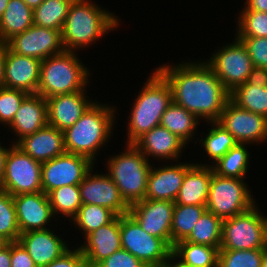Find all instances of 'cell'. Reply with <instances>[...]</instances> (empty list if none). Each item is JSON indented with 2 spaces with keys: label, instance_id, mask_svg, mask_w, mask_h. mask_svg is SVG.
<instances>
[{
  "label": "cell",
  "instance_id": "obj_1",
  "mask_svg": "<svg viewBox=\"0 0 267 267\" xmlns=\"http://www.w3.org/2000/svg\"><path fill=\"white\" fill-rule=\"evenodd\" d=\"M156 70L171 86L173 102L198 119L217 121L230 100V92L206 62L164 65Z\"/></svg>",
  "mask_w": 267,
  "mask_h": 267
},
{
  "label": "cell",
  "instance_id": "obj_2",
  "mask_svg": "<svg viewBox=\"0 0 267 267\" xmlns=\"http://www.w3.org/2000/svg\"><path fill=\"white\" fill-rule=\"evenodd\" d=\"M114 116L112 107L93 102L73 126L63 131L65 151L94 162L96 152L109 140Z\"/></svg>",
  "mask_w": 267,
  "mask_h": 267
},
{
  "label": "cell",
  "instance_id": "obj_3",
  "mask_svg": "<svg viewBox=\"0 0 267 267\" xmlns=\"http://www.w3.org/2000/svg\"><path fill=\"white\" fill-rule=\"evenodd\" d=\"M96 5L87 0H74L70 5L61 31L65 51L75 52L77 48L92 45L105 32L118 26L119 21L112 13Z\"/></svg>",
  "mask_w": 267,
  "mask_h": 267
},
{
  "label": "cell",
  "instance_id": "obj_4",
  "mask_svg": "<svg viewBox=\"0 0 267 267\" xmlns=\"http://www.w3.org/2000/svg\"><path fill=\"white\" fill-rule=\"evenodd\" d=\"M143 87L131 111L127 144H133L144 133L159 126L163 113L173 101L171 86L157 70Z\"/></svg>",
  "mask_w": 267,
  "mask_h": 267
},
{
  "label": "cell",
  "instance_id": "obj_5",
  "mask_svg": "<svg viewBox=\"0 0 267 267\" xmlns=\"http://www.w3.org/2000/svg\"><path fill=\"white\" fill-rule=\"evenodd\" d=\"M81 64L71 51H64L42 60L37 94L46 99L85 90L90 74Z\"/></svg>",
  "mask_w": 267,
  "mask_h": 267
},
{
  "label": "cell",
  "instance_id": "obj_6",
  "mask_svg": "<svg viewBox=\"0 0 267 267\" xmlns=\"http://www.w3.org/2000/svg\"><path fill=\"white\" fill-rule=\"evenodd\" d=\"M127 150L108 160L110 178L118 187L125 202L131 206L145 199L151 164L133 144Z\"/></svg>",
  "mask_w": 267,
  "mask_h": 267
},
{
  "label": "cell",
  "instance_id": "obj_7",
  "mask_svg": "<svg viewBox=\"0 0 267 267\" xmlns=\"http://www.w3.org/2000/svg\"><path fill=\"white\" fill-rule=\"evenodd\" d=\"M257 210L254 205L241 214L223 219L219 250L267 249V217Z\"/></svg>",
  "mask_w": 267,
  "mask_h": 267
},
{
  "label": "cell",
  "instance_id": "obj_8",
  "mask_svg": "<svg viewBox=\"0 0 267 267\" xmlns=\"http://www.w3.org/2000/svg\"><path fill=\"white\" fill-rule=\"evenodd\" d=\"M247 186L243 179L222 177L213 172L207 211L226 219L249 210L255 202Z\"/></svg>",
  "mask_w": 267,
  "mask_h": 267
},
{
  "label": "cell",
  "instance_id": "obj_9",
  "mask_svg": "<svg viewBox=\"0 0 267 267\" xmlns=\"http://www.w3.org/2000/svg\"><path fill=\"white\" fill-rule=\"evenodd\" d=\"M121 248L127 250L147 267L165 263L172 248L161 238L149 235L130 215L120 216Z\"/></svg>",
  "mask_w": 267,
  "mask_h": 267
},
{
  "label": "cell",
  "instance_id": "obj_10",
  "mask_svg": "<svg viewBox=\"0 0 267 267\" xmlns=\"http://www.w3.org/2000/svg\"><path fill=\"white\" fill-rule=\"evenodd\" d=\"M42 163L24 153L15 143L8 148L0 187L12 196L42 192Z\"/></svg>",
  "mask_w": 267,
  "mask_h": 267
},
{
  "label": "cell",
  "instance_id": "obj_11",
  "mask_svg": "<svg viewBox=\"0 0 267 267\" xmlns=\"http://www.w3.org/2000/svg\"><path fill=\"white\" fill-rule=\"evenodd\" d=\"M210 59L206 64L230 93L246 82L253 68L247 48L237 37L233 44L218 50Z\"/></svg>",
  "mask_w": 267,
  "mask_h": 267
},
{
  "label": "cell",
  "instance_id": "obj_12",
  "mask_svg": "<svg viewBox=\"0 0 267 267\" xmlns=\"http://www.w3.org/2000/svg\"><path fill=\"white\" fill-rule=\"evenodd\" d=\"M93 162L82 155L65 152L42 163V192L46 195L59 187L79 185L93 169Z\"/></svg>",
  "mask_w": 267,
  "mask_h": 267
},
{
  "label": "cell",
  "instance_id": "obj_13",
  "mask_svg": "<svg viewBox=\"0 0 267 267\" xmlns=\"http://www.w3.org/2000/svg\"><path fill=\"white\" fill-rule=\"evenodd\" d=\"M5 46L12 52L44 60L65 51L61 31L32 25L10 38Z\"/></svg>",
  "mask_w": 267,
  "mask_h": 267
},
{
  "label": "cell",
  "instance_id": "obj_14",
  "mask_svg": "<svg viewBox=\"0 0 267 267\" xmlns=\"http://www.w3.org/2000/svg\"><path fill=\"white\" fill-rule=\"evenodd\" d=\"M237 143H260L267 139V118L239 108L229 100L216 121Z\"/></svg>",
  "mask_w": 267,
  "mask_h": 267
},
{
  "label": "cell",
  "instance_id": "obj_15",
  "mask_svg": "<svg viewBox=\"0 0 267 267\" xmlns=\"http://www.w3.org/2000/svg\"><path fill=\"white\" fill-rule=\"evenodd\" d=\"M175 202L144 199L129 208V214L149 235L163 239L171 247V225Z\"/></svg>",
  "mask_w": 267,
  "mask_h": 267
},
{
  "label": "cell",
  "instance_id": "obj_16",
  "mask_svg": "<svg viewBox=\"0 0 267 267\" xmlns=\"http://www.w3.org/2000/svg\"><path fill=\"white\" fill-rule=\"evenodd\" d=\"M91 169L78 185L83 204L106 207L117 216L129 214L130 206L125 202L118 187L107 174H93Z\"/></svg>",
  "mask_w": 267,
  "mask_h": 267
},
{
  "label": "cell",
  "instance_id": "obj_17",
  "mask_svg": "<svg viewBox=\"0 0 267 267\" xmlns=\"http://www.w3.org/2000/svg\"><path fill=\"white\" fill-rule=\"evenodd\" d=\"M4 62V87L37 94L41 60L14 53L4 44Z\"/></svg>",
  "mask_w": 267,
  "mask_h": 267
},
{
  "label": "cell",
  "instance_id": "obj_18",
  "mask_svg": "<svg viewBox=\"0 0 267 267\" xmlns=\"http://www.w3.org/2000/svg\"><path fill=\"white\" fill-rule=\"evenodd\" d=\"M13 201L20 233L48 229L54 214L44 192L15 195Z\"/></svg>",
  "mask_w": 267,
  "mask_h": 267
},
{
  "label": "cell",
  "instance_id": "obj_19",
  "mask_svg": "<svg viewBox=\"0 0 267 267\" xmlns=\"http://www.w3.org/2000/svg\"><path fill=\"white\" fill-rule=\"evenodd\" d=\"M85 244L79 248L87 267H96L101 261L121 249L120 216L99 227L85 237Z\"/></svg>",
  "mask_w": 267,
  "mask_h": 267
},
{
  "label": "cell",
  "instance_id": "obj_20",
  "mask_svg": "<svg viewBox=\"0 0 267 267\" xmlns=\"http://www.w3.org/2000/svg\"><path fill=\"white\" fill-rule=\"evenodd\" d=\"M84 91L46 98L48 124L61 131L73 126L93 103Z\"/></svg>",
  "mask_w": 267,
  "mask_h": 267
},
{
  "label": "cell",
  "instance_id": "obj_21",
  "mask_svg": "<svg viewBox=\"0 0 267 267\" xmlns=\"http://www.w3.org/2000/svg\"><path fill=\"white\" fill-rule=\"evenodd\" d=\"M28 251L37 267H45L59 258L69 248L50 229L21 233L18 240Z\"/></svg>",
  "mask_w": 267,
  "mask_h": 267
},
{
  "label": "cell",
  "instance_id": "obj_22",
  "mask_svg": "<svg viewBox=\"0 0 267 267\" xmlns=\"http://www.w3.org/2000/svg\"><path fill=\"white\" fill-rule=\"evenodd\" d=\"M15 143L24 153L41 163L66 152L63 131L49 124Z\"/></svg>",
  "mask_w": 267,
  "mask_h": 267
},
{
  "label": "cell",
  "instance_id": "obj_23",
  "mask_svg": "<svg viewBox=\"0 0 267 267\" xmlns=\"http://www.w3.org/2000/svg\"><path fill=\"white\" fill-rule=\"evenodd\" d=\"M185 174L186 163L158 169L151 166L145 199L175 202Z\"/></svg>",
  "mask_w": 267,
  "mask_h": 267
},
{
  "label": "cell",
  "instance_id": "obj_24",
  "mask_svg": "<svg viewBox=\"0 0 267 267\" xmlns=\"http://www.w3.org/2000/svg\"><path fill=\"white\" fill-rule=\"evenodd\" d=\"M201 165L186 163V174L175 199V205L206 206L214 171L207 164Z\"/></svg>",
  "mask_w": 267,
  "mask_h": 267
},
{
  "label": "cell",
  "instance_id": "obj_25",
  "mask_svg": "<svg viewBox=\"0 0 267 267\" xmlns=\"http://www.w3.org/2000/svg\"><path fill=\"white\" fill-rule=\"evenodd\" d=\"M133 145L140 150L144 156L157 157L161 159H177L185 147V143L175 134L169 132L162 126H156L149 132L139 137Z\"/></svg>",
  "mask_w": 267,
  "mask_h": 267
},
{
  "label": "cell",
  "instance_id": "obj_26",
  "mask_svg": "<svg viewBox=\"0 0 267 267\" xmlns=\"http://www.w3.org/2000/svg\"><path fill=\"white\" fill-rule=\"evenodd\" d=\"M48 124L47 101L39 94H29L9 125L19 139L31 135Z\"/></svg>",
  "mask_w": 267,
  "mask_h": 267
},
{
  "label": "cell",
  "instance_id": "obj_27",
  "mask_svg": "<svg viewBox=\"0 0 267 267\" xmlns=\"http://www.w3.org/2000/svg\"><path fill=\"white\" fill-rule=\"evenodd\" d=\"M33 25V9L23 0H10L0 18V42L21 34Z\"/></svg>",
  "mask_w": 267,
  "mask_h": 267
},
{
  "label": "cell",
  "instance_id": "obj_28",
  "mask_svg": "<svg viewBox=\"0 0 267 267\" xmlns=\"http://www.w3.org/2000/svg\"><path fill=\"white\" fill-rule=\"evenodd\" d=\"M218 252L216 247L188 242H177L172 248L175 259L188 267H217Z\"/></svg>",
  "mask_w": 267,
  "mask_h": 267
},
{
  "label": "cell",
  "instance_id": "obj_29",
  "mask_svg": "<svg viewBox=\"0 0 267 267\" xmlns=\"http://www.w3.org/2000/svg\"><path fill=\"white\" fill-rule=\"evenodd\" d=\"M198 122L199 119L194 114L172 101L161 117L160 126L187 144Z\"/></svg>",
  "mask_w": 267,
  "mask_h": 267
},
{
  "label": "cell",
  "instance_id": "obj_30",
  "mask_svg": "<svg viewBox=\"0 0 267 267\" xmlns=\"http://www.w3.org/2000/svg\"><path fill=\"white\" fill-rule=\"evenodd\" d=\"M74 0H44L33 9V24L62 31L69 7Z\"/></svg>",
  "mask_w": 267,
  "mask_h": 267
},
{
  "label": "cell",
  "instance_id": "obj_31",
  "mask_svg": "<svg viewBox=\"0 0 267 267\" xmlns=\"http://www.w3.org/2000/svg\"><path fill=\"white\" fill-rule=\"evenodd\" d=\"M206 210V206L175 205L171 225V248L190 235L196 222Z\"/></svg>",
  "mask_w": 267,
  "mask_h": 267
},
{
  "label": "cell",
  "instance_id": "obj_32",
  "mask_svg": "<svg viewBox=\"0 0 267 267\" xmlns=\"http://www.w3.org/2000/svg\"><path fill=\"white\" fill-rule=\"evenodd\" d=\"M230 100L241 109L267 118V87L245 82L230 93Z\"/></svg>",
  "mask_w": 267,
  "mask_h": 267
},
{
  "label": "cell",
  "instance_id": "obj_33",
  "mask_svg": "<svg viewBox=\"0 0 267 267\" xmlns=\"http://www.w3.org/2000/svg\"><path fill=\"white\" fill-rule=\"evenodd\" d=\"M223 219L205 211L185 241L216 247L221 246Z\"/></svg>",
  "mask_w": 267,
  "mask_h": 267
},
{
  "label": "cell",
  "instance_id": "obj_34",
  "mask_svg": "<svg viewBox=\"0 0 267 267\" xmlns=\"http://www.w3.org/2000/svg\"><path fill=\"white\" fill-rule=\"evenodd\" d=\"M246 144L237 143L216 164L211 165L214 173L222 177L242 179L249 163V153Z\"/></svg>",
  "mask_w": 267,
  "mask_h": 267
},
{
  "label": "cell",
  "instance_id": "obj_35",
  "mask_svg": "<svg viewBox=\"0 0 267 267\" xmlns=\"http://www.w3.org/2000/svg\"><path fill=\"white\" fill-rule=\"evenodd\" d=\"M48 199L54 214L66 215V217H74L82 206L80 189L78 185H68L56 188L50 191Z\"/></svg>",
  "mask_w": 267,
  "mask_h": 267
},
{
  "label": "cell",
  "instance_id": "obj_36",
  "mask_svg": "<svg viewBox=\"0 0 267 267\" xmlns=\"http://www.w3.org/2000/svg\"><path fill=\"white\" fill-rule=\"evenodd\" d=\"M117 215L110 209L93 204H83L71 218L85 234V237L99 227L110 223Z\"/></svg>",
  "mask_w": 267,
  "mask_h": 267
},
{
  "label": "cell",
  "instance_id": "obj_37",
  "mask_svg": "<svg viewBox=\"0 0 267 267\" xmlns=\"http://www.w3.org/2000/svg\"><path fill=\"white\" fill-rule=\"evenodd\" d=\"M20 234L13 196L0 187V238L17 242Z\"/></svg>",
  "mask_w": 267,
  "mask_h": 267
},
{
  "label": "cell",
  "instance_id": "obj_38",
  "mask_svg": "<svg viewBox=\"0 0 267 267\" xmlns=\"http://www.w3.org/2000/svg\"><path fill=\"white\" fill-rule=\"evenodd\" d=\"M210 123L213 124V129L211 128L205 139L202 138L200 141L207 155L217 162L237 144V141L216 121Z\"/></svg>",
  "mask_w": 267,
  "mask_h": 267
},
{
  "label": "cell",
  "instance_id": "obj_39",
  "mask_svg": "<svg viewBox=\"0 0 267 267\" xmlns=\"http://www.w3.org/2000/svg\"><path fill=\"white\" fill-rule=\"evenodd\" d=\"M265 250H219L217 267H261Z\"/></svg>",
  "mask_w": 267,
  "mask_h": 267
},
{
  "label": "cell",
  "instance_id": "obj_40",
  "mask_svg": "<svg viewBox=\"0 0 267 267\" xmlns=\"http://www.w3.org/2000/svg\"><path fill=\"white\" fill-rule=\"evenodd\" d=\"M237 22V37H267V13L242 11Z\"/></svg>",
  "mask_w": 267,
  "mask_h": 267
},
{
  "label": "cell",
  "instance_id": "obj_41",
  "mask_svg": "<svg viewBox=\"0 0 267 267\" xmlns=\"http://www.w3.org/2000/svg\"><path fill=\"white\" fill-rule=\"evenodd\" d=\"M29 93L20 89L0 88V123L10 125Z\"/></svg>",
  "mask_w": 267,
  "mask_h": 267
},
{
  "label": "cell",
  "instance_id": "obj_42",
  "mask_svg": "<svg viewBox=\"0 0 267 267\" xmlns=\"http://www.w3.org/2000/svg\"><path fill=\"white\" fill-rule=\"evenodd\" d=\"M247 48L253 67L267 68V37H237Z\"/></svg>",
  "mask_w": 267,
  "mask_h": 267
},
{
  "label": "cell",
  "instance_id": "obj_43",
  "mask_svg": "<svg viewBox=\"0 0 267 267\" xmlns=\"http://www.w3.org/2000/svg\"><path fill=\"white\" fill-rule=\"evenodd\" d=\"M96 267H147L142 261L124 249L114 252Z\"/></svg>",
  "mask_w": 267,
  "mask_h": 267
},
{
  "label": "cell",
  "instance_id": "obj_44",
  "mask_svg": "<svg viewBox=\"0 0 267 267\" xmlns=\"http://www.w3.org/2000/svg\"><path fill=\"white\" fill-rule=\"evenodd\" d=\"M45 267H87L86 260L78 247L74 251L68 249L59 258Z\"/></svg>",
  "mask_w": 267,
  "mask_h": 267
},
{
  "label": "cell",
  "instance_id": "obj_45",
  "mask_svg": "<svg viewBox=\"0 0 267 267\" xmlns=\"http://www.w3.org/2000/svg\"><path fill=\"white\" fill-rule=\"evenodd\" d=\"M11 267H37L19 241L11 242Z\"/></svg>",
  "mask_w": 267,
  "mask_h": 267
},
{
  "label": "cell",
  "instance_id": "obj_46",
  "mask_svg": "<svg viewBox=\"0 0 267 267\" xmlns=\"http://www.w3.org/2000/svg\"><path fill=\"white\" fill-rule=\"evenodd\" d=\"M246 83L267 87V68L253 67L247 77Z\"/></svg>",
  "mask_w": 267,
  "mask_h": 267
},
{
  "label": "cell",
  "instance_id": "obj_47",
  "mask_svg": "<svg viewBox=\"0 0 267 267\" xmlns=\"http://www.w3.org/2000/svg\"><path fill=\"white\" fill-rule=\"evenodd\" d=\"M0 267H11V242L0 245Z\"/></svg>",
  "mask_w": 267,
  "mask_h": 267
},
{
  "label": "cell",
  "instance_id": "obj_48",
  "mask_svg": "<svg viewBox=\"0 0 267 267\" xmlns=\"http://www.w3.org/2000/svg\"><path fill=\"white\" fill-rule=\"evenodd\" d=\"M243 11H258L267 13V0H246Z\"/></svg>",
  "mask_w": 267,
  "mask_h": 267
},
{
  "label": "cell",
  "instance_id": "obj_49",
  "mask_svg": "<svg viewBox=\"0 0 267 267\" xmlns=\"http://www.w3.org/2000/svg\"><path fill=\"white\" fill-rule=\"evenodd\" d=\"M4 69H5L4 44L0 42V88H3L5 84Z\"/></svg>",
  "mask_w": 267,
  "mask_h": 267
},
{
  "label": "cell",
  "instance_id": "obj_50",
  "mask_svg": "<svg viewBox=\"0 0 267 267\" xmlns=\"http://www.w3.org/2000/svg\"><path fill=\"white\" fill-rule=\"evenodd\" d=\"M7 152H8V149L2 147L0 144V183L2 181V177L4 174Z\"/></svg>",
  "mask_w": 267,
  "mask_h": 267
},
{
  "label": "cell",
  "instance_id": "obj_51",
  "mask_svg": "<svg viewBox=\"0 0 267 267\" xmlns=\"http://www.w3.org/2000/svg\"><path fill=\"white\" fill-rule=\"evenodd\" d=\"M175 259V257L173 256V255H171L170 257H169V259L165 262L169 267H188V266H186V265H184V264H182L180 261L177 263V260H176V263L174 262H172V261H170V260H174ZM172 262V263H171Z\"/></svg>",
  "mask_w": 267,
  "mask_h": 267
},
{
  "label": "cell",
  "instance_id": "obj_52",
  "mask_svg": "<svg viewBox=\"0 0 267 267\" xmlns=\"http://www.w3.org/2000/svg\"><path fill=\"white\" fill-rule=\"evenodd\" d=\"M30 8L35 9L38 7L44 0H23Z\"/></svg>",
  "mask_w": 267,
  "mask_h": 267
},
{
  "label": "cell",
  "instance_id": "obj_53",
  "mask_svg": "<svg viewBox=\"0 0 267 267\" xmlns=\"http://www.w3.org/2000/svg\"><path fill=\"white\" fill-rule=\"evenodd\" d=\"M9 1L10 0H0V18L6 10Z\"/></svg>",
  "mask_w": 267,
  "mask_h": 267
},
{
  "label": "cell",
  "instance_id": "obj_54",
  "mask_svg": "<svg viewBox=\"0 0 267 267\" xmlns=\"http://www.w3.org/2000/svg\"><path fill=\"white\" fill-rule=\"evenodd\" d=\"M261 267H267V249L264 252V256H263Z\"/></svg>",
  "mask_w": 267,
  "mask_h": 267
},
{
  "label": "cell",
  "instance_id": "obj_55",
  "mask_svg": "<svg viewBox=\"0 0 267 267\" xmlns=\"http://www.w3.org/2000/svg\"><path fill=\"white\" fill-rule=\"evenodd\" d=\"M151 267H169L166 263L158 264L156 266H151Z\"/></svg>",
  "mask_w": 267,
  "mask_h": 267
},
{
  "label": "cell",
  "instance_id": "obj_56",
  "mask_svg": "<svg viewBox=\"0 0 267 267\" xmlns=\"http://www.w3.org/2000/svg\"><path fill=\"white\" fill-rule=\"evenodd\" d=\"M2 243H4V241L0 238V245H1Z\"/></svg>",
  "mask_w": 267,
  "mask_h": 267
}]
</instances>
